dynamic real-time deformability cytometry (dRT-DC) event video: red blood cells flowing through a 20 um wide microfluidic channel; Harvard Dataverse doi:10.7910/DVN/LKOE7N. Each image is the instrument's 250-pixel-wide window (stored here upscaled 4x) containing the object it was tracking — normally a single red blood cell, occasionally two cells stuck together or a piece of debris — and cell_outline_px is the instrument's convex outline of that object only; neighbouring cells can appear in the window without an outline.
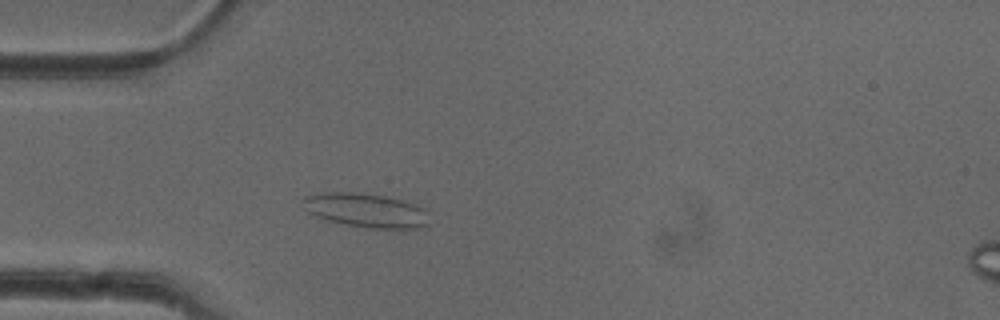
{"species": "common noctule bat (a hibernating species)", "species_latin": "Nyctalus noctula", "temperature_condition": "cold", "stored_images_in_passage": 48, "camera_frame_rate_fps": 3000, "um_per_image_px": 0.085, "animal": {"sex": "female"}, "frame": {"image": 1, "passage_image": 11, "time_ms": 3.333, "image_size_px": [1000, 320], "cell_outline_px": [[428, 224], [416, 228], [368, 228], [344, 224], [328, 220], [316, 216], [308, 212], [304, 208], [300, 200], [304, 196], [324, 192], [356, 192], [384, 196], [400, 200], [424, 208], [428, 212]], "centroid_in_image_um": [31.05, 17.87], "position_along_channel_um": 53.9, "area_um2": 25.03}}
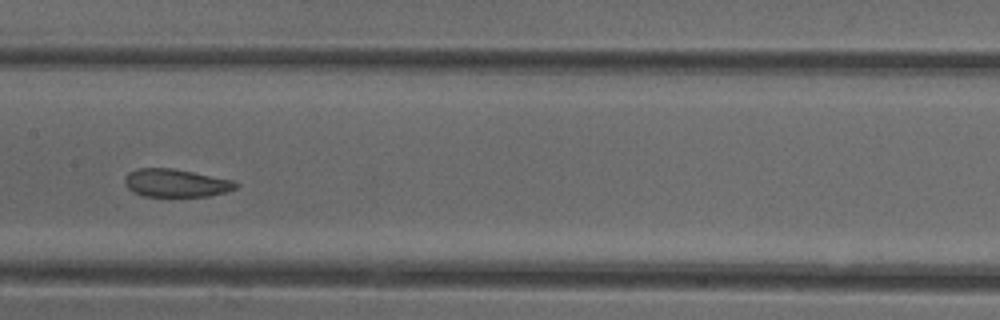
{"frame": {"image": 2, "passage_image": 22, "time_ms": 7.0, "image_size_px": [1000, 320], "cell_outline_px": [[240, 184], [236, 188], [224, 192], [208, 196], [144, 196], [132, 192], [124, 184], [124, 180], [128, 172], [136, 168], [172, 168], [232, 180]], "centroid_in_image_um": [14.91, 15.55], "position_along_channel_um": 192.5, "area_um2": 18.03}}
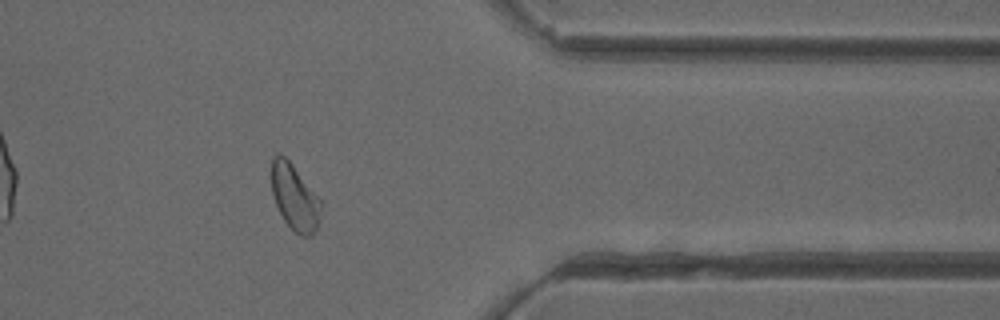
{"frame": {"image": 3, "passage_image": 38, "time_ms": 12.333, "image_size_px": [1000, 320], "cell_outline_px": [[324, 204], [316, 228], [308, 236], [300, 236], [284, 220], [276, 204], [272, 192], [272, 156], [276, 152], [284, 156], [292, 164]], "centroid_in_image_um": [25.05, 16.75], "position_along_channel_um": 386.3, "area_um2": 18.73}, "authors_computed_cell_mechanics": {"area_um2": 19.9699, "velocity_mm_per_s": 3.9657, "shape_relaxation_time_tau1_ms": null, "shape_relaxation_time_tau2_ms": 2.118, "deformation_change_tau1": null, "deformation_change_tau2": 0.092}}